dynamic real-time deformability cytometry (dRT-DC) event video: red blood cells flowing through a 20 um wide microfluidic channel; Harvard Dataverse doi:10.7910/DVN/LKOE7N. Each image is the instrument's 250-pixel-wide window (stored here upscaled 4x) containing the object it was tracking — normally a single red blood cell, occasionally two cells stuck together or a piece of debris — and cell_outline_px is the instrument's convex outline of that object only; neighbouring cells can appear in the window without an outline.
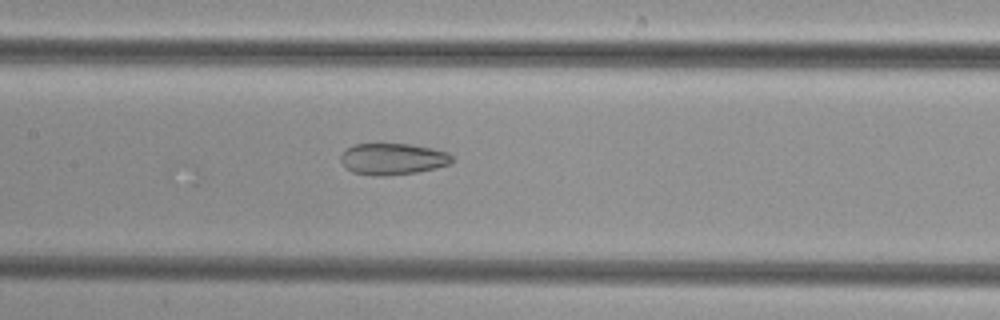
{"species": "common noctule bat (a hibernating species)", "species_latin": "Nyctalus noctula", "temperature_condition": "cold", "stored_images_in_passage": 50, "camera_frame_rate_fps": 3000, "um_per_image_px": 0.085, "animal": {"sex": "female", "body_mass_g": 29.2, "forearm_length_mm": 56.3}, "frame": {"image": 1, "passage_image": 24, "time_ms": 7.667, "image_size_px": [1000, 320], "cell_outline_px": [[452, 160], [448, 164], [436, 168], [416, 172], [384, 176], [380, 176], [352, 172], [340, 160], [340, 156], [352, 144], [412, 144], [432, 148], [448, 152], [452, 156]], "centroid_in_image_um": [33.39, 13.5], "position_along_channel_um": 174.0, "area_um2": 20.23}}
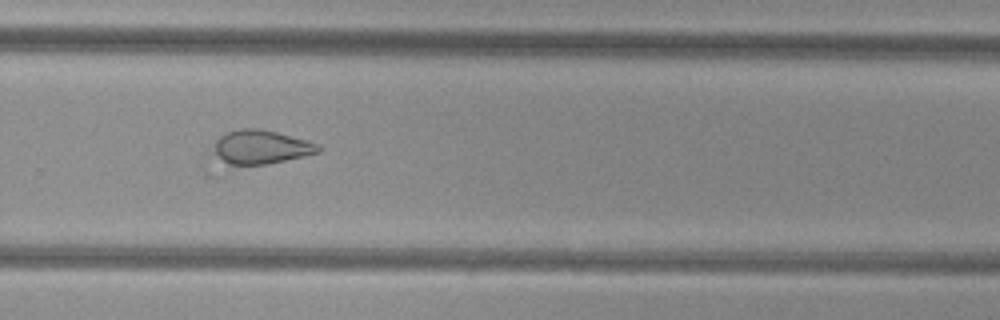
{"frame": {"image": 2, "passage_image": 34, "time_ms": 11.0, "image_size_px": [1000, 320], "cell_outline_px": [[320, 152], [304, 156], [268, 164], [228, 164], [216, 156], [212, 148], [216, 140], [220, 136], [228, 132], [240, 128], [260, 128], [308, 140], [320, 144]], "centroid_in_image_um": [22.19, 12.49], "position_along_channel_um": 307.6, "area_um2": 20.63}}
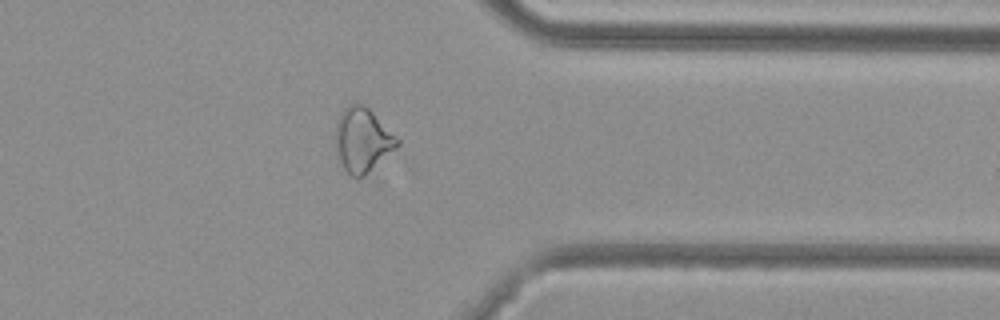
{"frame": {"image": 3, "passage_image": 40, "time_ms": 13.0, "image_size_px": [1000, 320], "cell_outline_px": [[400, 144], [396, 148], [364, 176], [356, 180], [344, 168], [340, 160], [336, 144], [336, 124], [344, 108], [348, 104], [356, 100], [368, 108], [400, 140]], "centroid_in_image_um": [30.82, 11.88], "position_along_channel_um": 380.6, "area_um2": 22.83}}